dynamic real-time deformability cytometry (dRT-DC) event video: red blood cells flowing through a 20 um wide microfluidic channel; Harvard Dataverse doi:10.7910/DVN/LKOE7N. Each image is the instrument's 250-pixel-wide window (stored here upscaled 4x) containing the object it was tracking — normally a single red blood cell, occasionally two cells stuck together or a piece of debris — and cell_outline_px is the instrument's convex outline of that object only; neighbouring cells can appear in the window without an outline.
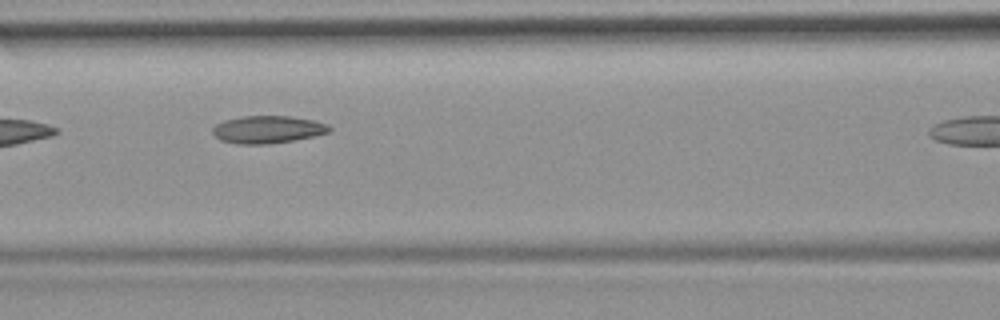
{"species": "common noctule bat (a hibernating species)", "species_latin": "Nyctalus noctula", "temperature_condition": "room temperature", "stored_images_in_passage": 5, "camera_frame_rate_fps": 3000, "um_per_image_px": 0.085, "animal": {"sex": "female", "body_mass_g": 19.9}, "frame": {"image": 1, "passage_image": 3, "time_ms": 2.333, "image_size_px": [1000, 320], "cell_outline_px": [[332, 128], [328, 132], [312, 136], [292, 140], [268, 144], [240, 144], [220, 140], [212, 132], [212, 128], [216, 124], [224, 120], [240, 116], [292, 116], [312, 120], [328, 124]], "centroid_in_image_um": [22.72, 11.0], "position_along_channel_um": 143.9, "area_um2": 18.61}}